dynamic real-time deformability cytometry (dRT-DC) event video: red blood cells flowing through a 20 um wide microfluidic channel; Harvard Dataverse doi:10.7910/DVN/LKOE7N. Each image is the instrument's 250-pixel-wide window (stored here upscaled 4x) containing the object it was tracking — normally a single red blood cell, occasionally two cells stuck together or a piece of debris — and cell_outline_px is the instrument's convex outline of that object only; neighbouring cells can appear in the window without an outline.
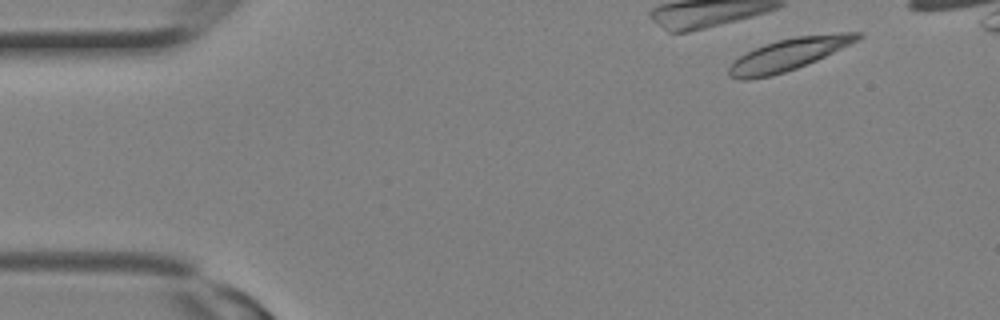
{"species": "Egyptian fruit bat (a non-hibernating species)", "species_latin": "Rousettus aegyptiacus", "temperature_condition": "room temperature", "stored_images_in_passage": 3, "camera_frame_rate_fps": 3000, "um_per_image_px": 0.085, "animal": {"sex": "female"}, "frame": {"image": 1, "passage_image": 1, "time_ms": 0.0, "image_size_px": [1000, 320], "cell_outline_px": [[864, 36], [816, 60], [796, 68], [772, 76], [748, 80], [736, 80], [728, 76], [728, 68], [740, 56], [764, 44], [776, 40], [796, 36], [840, 32], [864, 32]], "centroid_in_image_um": [66.99, 4.63], "position_along_channel_um": 18.0, "area_um2": 23.81}}